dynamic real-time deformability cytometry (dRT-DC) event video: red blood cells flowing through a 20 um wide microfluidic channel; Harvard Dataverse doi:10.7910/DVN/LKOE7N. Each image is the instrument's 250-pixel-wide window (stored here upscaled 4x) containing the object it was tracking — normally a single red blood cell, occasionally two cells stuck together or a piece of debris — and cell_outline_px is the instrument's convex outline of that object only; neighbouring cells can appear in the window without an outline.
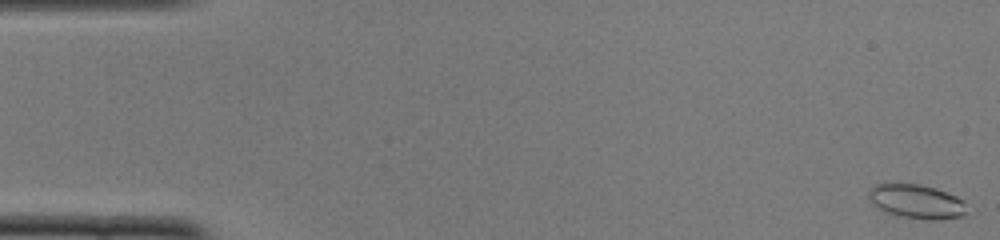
{"species": "common noctule bat (a hibernating species)", "species_latin": "Nyctalus noctula", "temperature_condition": "cold", "stored_images_in_passage": 52, "camera_frame_rate_fps": 3000, "um_per_image_px": 0.085, "animal": {"sex": "female", "body_mass_g": 22.0, "forearm_length_mm": 56.7}, "frame": {"image": 1, "passage_image": 1, "time_ms": 0.0, "image_size_px": [1000, 240], "cell_outline_px": [[964, 216], [900, 216], [888, 212], [872, 204], [868, 200], [868, 192], [876, 184], [920, 184], [936, 188], [956, 196], [964, 200]], "centroid_in_image_um": [77.82, 17.05], "position_along_channel_um": 7.2, "area_um2": 18.26}}
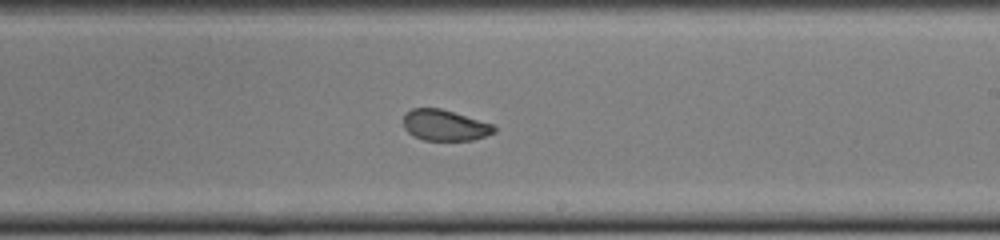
{"frame": {"image": 2, "passage_image": 31, "time_ms": 10.0, "image_size_px": [1000, 240], "cell_outline_px": [[496, 132], [472, 140], [424, 140], [412, 136], [404, 128], [404, 116], [412, 108], [440, 108], [492, 124], [496, 128]], "centroid_in_image_um": [37.79, 10.65], "position_along_channel_um": 251.2, "area_um2": 16.18}}
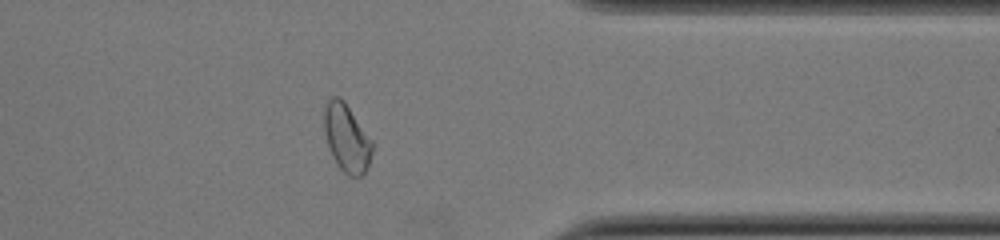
{"frame": {"image": 3, "passage_image": 42, "time_ms": 13.667, "image_size_px": [1000, 240], "cell_outline_px": [[372, 152], [368, 168], [360, 176], [348, 176], [336, 164], [332, 156], [324, 132], [324, 108], [328, 100], [332, 96], [340, 96], [344, 100], [372, 140]], "centroid_in_image_um": [29.46, 11.72], "position_along_channel_um": 381.9, "area_um2": 19.02}, "authors_computed_cell_mechanics": {"area_um2": 18.4382, "velocity_mm_per_s": 3.8635, "shape_relaxation_time_tau1_ms": null, "shape_relaxation_time_tau2_ms": 1.552, "deformation_change_tau1": null, "deformation_change_tau2": 0.0635}}